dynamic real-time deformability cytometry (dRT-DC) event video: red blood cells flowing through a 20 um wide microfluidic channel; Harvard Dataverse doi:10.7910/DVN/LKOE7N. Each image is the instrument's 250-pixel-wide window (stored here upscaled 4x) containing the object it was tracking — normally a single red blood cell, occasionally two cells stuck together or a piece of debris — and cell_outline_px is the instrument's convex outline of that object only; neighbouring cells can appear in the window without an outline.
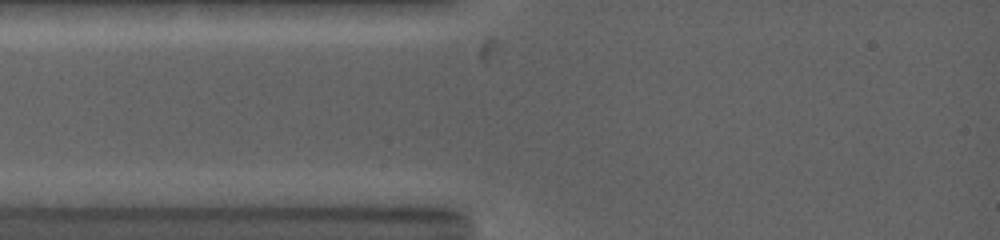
{"species": "common noctule bat (a hibernating species)", "species_latin": "Nyctalus noctula", "temperature_condition": "warm", "stored_images_in_passage": 2, "camera_frame_rate_fps": 5000, "um_per_image_px": 0.085, "animal": {"sex": "female", "body_mass_g": 19.0, "forearm_length_mm": 53.3}, "frame": {"image": 1, "passage_image": 1, "time_ms": 0.0, "image_size_px": [1000, 240], "cell_outline_px": [[440, 164], [436, 172], [328, 168], [280, 164], [276, 160], [308, 156], [372, 156], [428, 160]], "centroid_in_image_um": [30.91, 13.87], "position_along_channel_um": 54.1, "area_um2": 13.12}}